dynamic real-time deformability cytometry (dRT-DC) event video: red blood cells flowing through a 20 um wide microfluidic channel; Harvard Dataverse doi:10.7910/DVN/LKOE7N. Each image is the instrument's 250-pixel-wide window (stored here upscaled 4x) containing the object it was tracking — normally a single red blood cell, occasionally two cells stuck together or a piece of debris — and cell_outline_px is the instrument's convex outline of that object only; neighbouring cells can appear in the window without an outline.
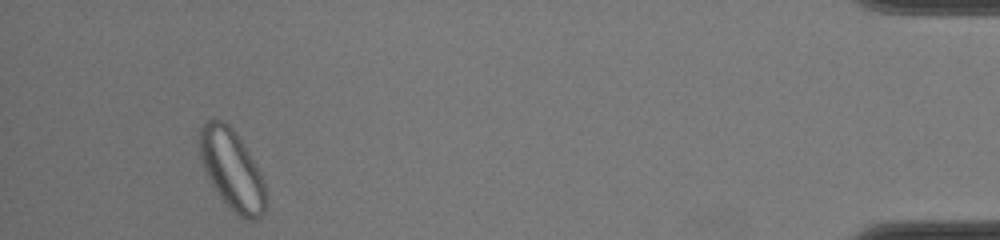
{"species": "common noctule bat (a hibernating species)", "species_latin": "Nyctalus noctula", "temperature_condition": "cold", "stored_images_in_passage": 39, "segment_of_instrument_passage": [2, 2], "camera_frame_rate_fps": 3000, "um_per_image_px": 0.085, "animal": {"sex": "female", "body_mass_g": 22.0, "forearm_length_mm": 56.7}, "frame": {"image": 1, "passage_image": 36, "time_ms": 11.667, "image_size_px": [1000, 240], "cell_outline_px": [[264, 212], [260, 216], [252, 220], [244, 220], [220, 196], [212, 184], [200, 160], [196, 140], [200, 128], [208, 120], [224, 120], [232, 128], [248, 152], [260, 172], [264, 184]], "centroid_in_image_um": [19.65, 14.37], "position_along_channel_um": 415.5, "area_um2": 30.35}}